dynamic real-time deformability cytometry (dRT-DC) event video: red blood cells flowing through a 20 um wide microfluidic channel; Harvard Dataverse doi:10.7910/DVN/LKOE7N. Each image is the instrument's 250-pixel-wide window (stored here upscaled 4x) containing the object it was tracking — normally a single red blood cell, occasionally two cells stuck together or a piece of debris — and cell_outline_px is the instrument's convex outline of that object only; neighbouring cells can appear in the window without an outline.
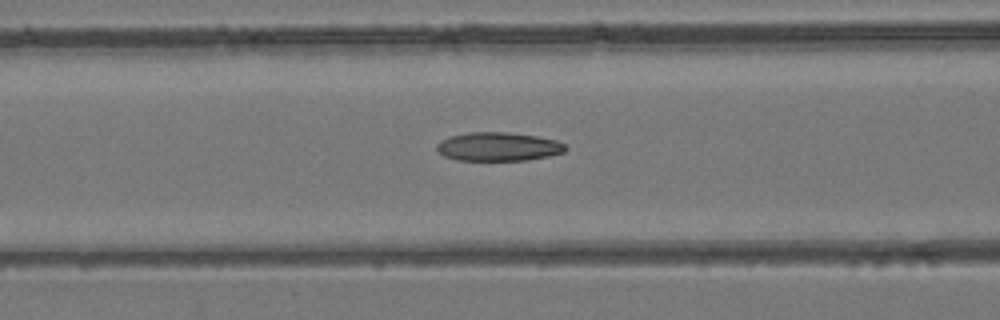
{"species": "common noctule bat (a hibernating species)", "species_latin": "Nyctalus noctula", "temperature_condition": "room temperature", "stored_images_in_passage": 48, "camera_frame_rate_fps": 3000, "um_per_image_px": 0.085, "animal": {"sex": "female", "body_mass_g": 24.6, "forearm_length_mm": 56.2}, "frame": {"image": 1, "passage_image": 20, "time_ms": 6.333, "image_size_px": [1000, 320], "cell_outline_px": [[568, 148], [564, 152], [548, 156], [528, 160], [456, 160], [444, 156], [436, 148], [436, 144], [440, 140], [448, 136], [468, 132], [508, 132], [536, 136], [556, 140], [564, 144]], "centroid_in_image_um": [42.33, 12.46], "position_along_channel_um": 124.3, "area_um2": 21.62}}
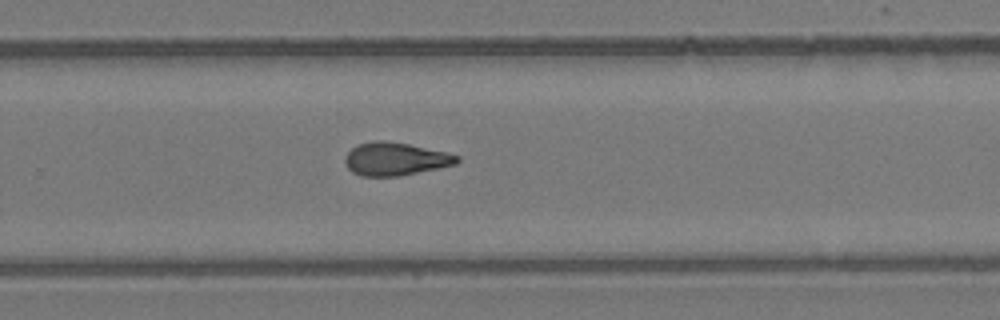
{"frame": {"image": 2, "passage_image": 32, "time_ms": 10.333, "image_size_px": [1000, 320], "cell_outline_px": [[460, 160], [456, 164], [400, 176], [364, 176], [352, 172], [348, 168], [344, 160], [344, 156], [356, 144], [376, 140], [384, 140], [408, 144], [448, 152], [460, 156]], "centroid_in_image_um": [33.6, 13.5], "position_along_channel_um": 296.2, "area_um2": 21.62}}
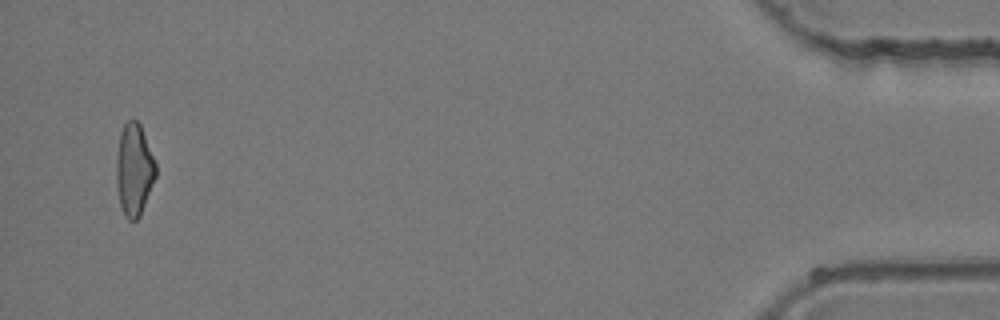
{"frame": {"image": 3, "passage_image": 47, "time_ms": 15.333, "image_size_px": [1000, 320], "cell_outline_px": [[156, 176], [140, 216], [136, 220], [128, 220], [124, 216], [120, 204], [116, 180], [116, 160], [120, 132], [124, 124], [132, 116], [140, 124], [156, 164]], "centroid_in_image_um": [11.39, 14.41], "position_along_channel_um": 423.8, "area_um2": 21.15}}